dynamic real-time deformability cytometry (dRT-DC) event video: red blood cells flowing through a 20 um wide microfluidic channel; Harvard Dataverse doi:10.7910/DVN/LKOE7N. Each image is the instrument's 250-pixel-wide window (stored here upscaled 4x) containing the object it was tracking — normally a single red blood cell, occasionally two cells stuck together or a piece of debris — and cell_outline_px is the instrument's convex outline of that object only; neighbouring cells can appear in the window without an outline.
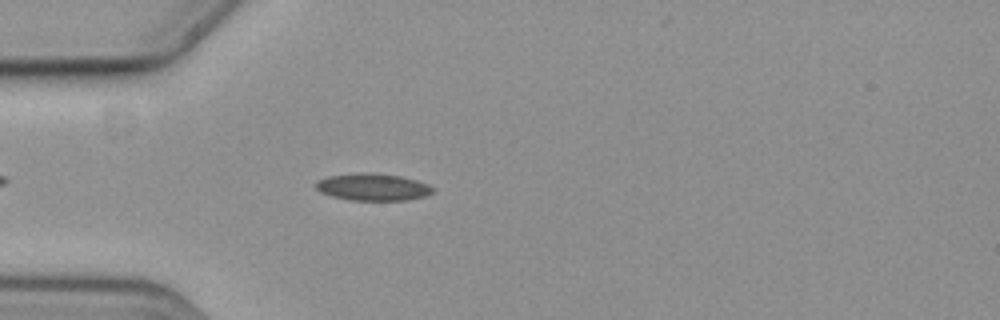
{"species": "common noctule bat (a hibernating species)", "species_latin": "Nyctalus noctula", "temperature_condition": "cold", "stored_images_in_passage": 48, "camera_frame_rate_fps": 3000, "um_per_image_px": 0.085, "animal": {"sex": "female", "body_mass_g": 19.3, "forearm_length_mm": 54.1}, "frame": {"image": 1, "passage_image": 7, "time_ms": 2.0, "image_size_px": [1000, 320], "cell_outline_px": [[436, 188], [432, 192], [424, 196], [408, 200], [348, 200], [332, 196], [320, 192], [316, 188], [316, 180], [328, 176], [360, 172], [372, 172], [400, 176], [416, 180], [428, 184]], "centroid_in_image_um": [31.68, 15.89], "position_along_channel_um": 53.3, "area_um2": 18.61}}
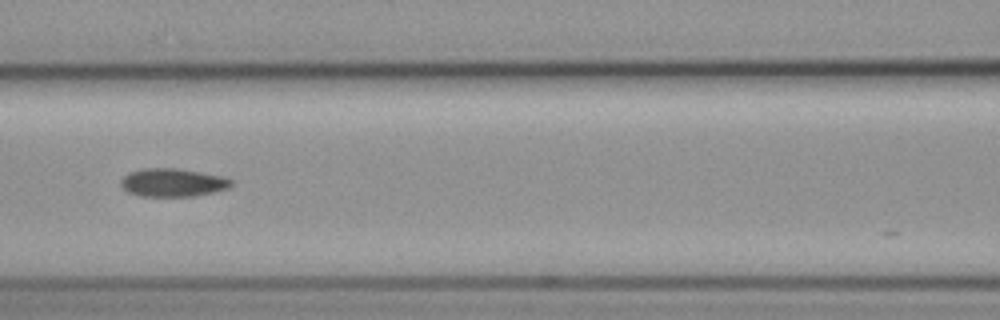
{"frame": {"image": 2, "passage_image": 16, "time_ms": 5.0, "image_size_px": [1000, 320], "cell_outline_px": [[232, 184], [228, 188], [212, 192], [192, 196], [140, 196], [128, 192], [120, 184], [120, 180], [128, 172], [144, 168], [176, 168], [224, 176], [232, 180]], "centroid_in_image_um": [14.66, 15.51], "position_along_channel_um": 151.9, "area_um2": 18.09}}
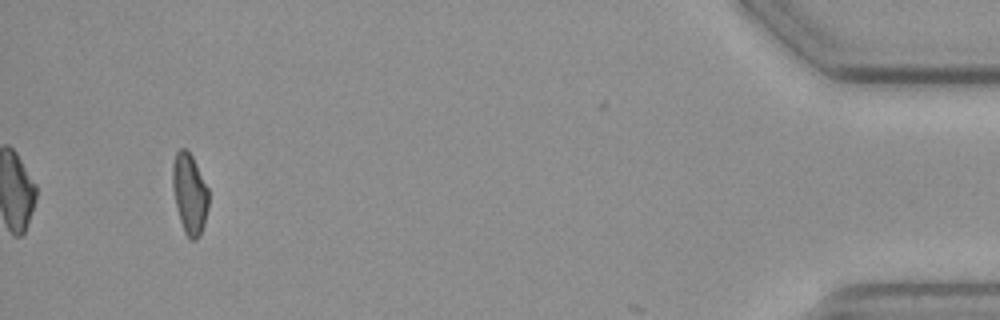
{"frame": {"image": 3, "passage_image": 45, "time_ms": 14.667, "image_size_px": [1000, 320], "cell_outline_px": [[208, 208], [204, 224], [196, 240], [188, 240], [184, 232], [176, 208], [172, 188], [172, 164], [176, 152], [180, 148], [184, 148], [192, 156], [208, 188]], "centroid_in_image_um": [16.1, 16.47], "position_along_channel_um": 419.1, "area_um2": 16.94}}